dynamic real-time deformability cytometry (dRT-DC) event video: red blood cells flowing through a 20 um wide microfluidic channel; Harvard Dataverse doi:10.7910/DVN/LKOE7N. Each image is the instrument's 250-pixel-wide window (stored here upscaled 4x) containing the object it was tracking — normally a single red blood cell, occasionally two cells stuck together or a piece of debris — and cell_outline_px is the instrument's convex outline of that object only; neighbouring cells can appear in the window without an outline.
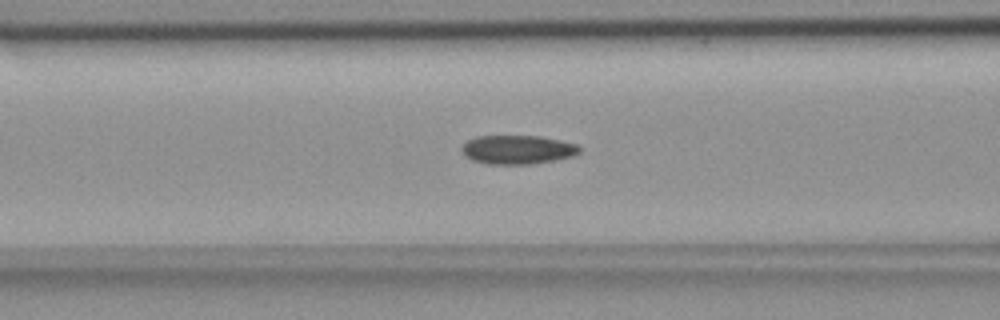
{"species": "common noctule bat (a hibernating species)", "species_latin": "Nyctalus noctula", "temperature_condition": "room temperature", "stored_images_in_passage": 54, "camera_frame_rate_fps": 3000, "um_per_image_px": 0.085, "animal": {"sex": "female", "body_mass_g": 18.4}, "frame": {"image": 1, "passage_image": 21, "time_ms": 6.667, "image_size_px": [1000, 320], "cell_outline_px": [[580, 152], [572, 156], [532, 164], [488, 164], [472, 160], [464, 156], [460, 148], [468, 140], [476, 136], [540, 136], [560, 140], [576, 144], [580, 148]], "centroid_in_image_um": [43.95, 12.72], "position_along_channel_um": 122.6, "area_um2": 19.77}}
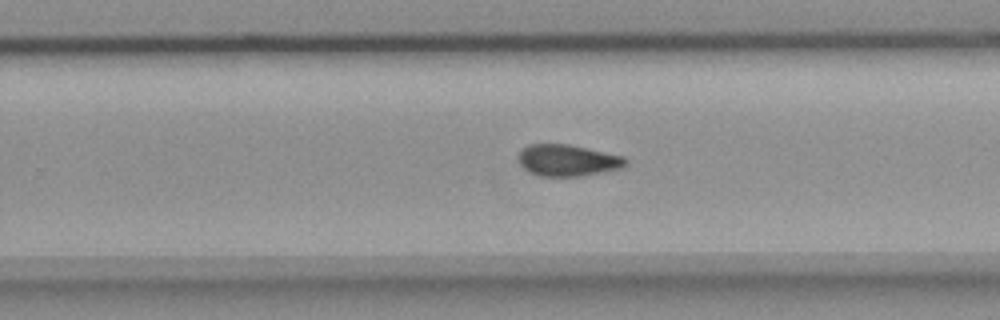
{"frame": {"image": 2, "passage_image": 34, "time_ms": 11.0, "image_size_px": [1000, 320], "cell_outline_px": [[628, 164], [620, 168], [604, 172], [580, 176], [540, 176], [524, 168], [520, 164], [520, 152], [528, 144], [568, 144], [624, 156], [628, 160]], "centroid_in_image_um": [48.3, 13.63], "position_along_channel_um": 281.5, "area_um2": 19.54}}
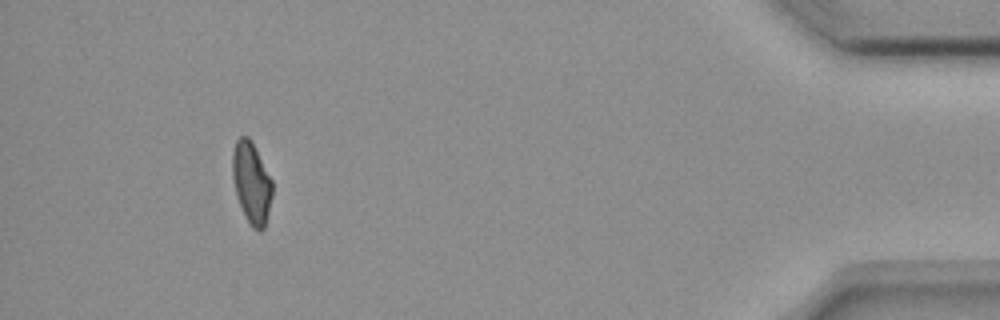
{"frame": {"image": 3, "passage_image": 50, "time_ms": 16.333, "image_size_px": [1000, 320], "cell_outline_px": [[272, 196], [264, 228], [260, 232], [252, 228], [244, 216], [236, 192], [232, 176], [232, 152], [236, 140], [240, 136], [248, 136], [252, 140], [272, 180]], "centroid_in_image_um": [21.37, 15.52], "position_along_channel_um": 413.8, "area_um2": 18.96}, "authors_computed_cell_mechanics": {"area_um2": 19.652, "velocity_mm_per_s": 3.6801, "shape_relaxation_time_tau1_ms": null, "shape_relaxation_time_tau2_ms": 4.4109, "deformation_change_tau1": null, "deformation_change_tau2": 0.0935}}